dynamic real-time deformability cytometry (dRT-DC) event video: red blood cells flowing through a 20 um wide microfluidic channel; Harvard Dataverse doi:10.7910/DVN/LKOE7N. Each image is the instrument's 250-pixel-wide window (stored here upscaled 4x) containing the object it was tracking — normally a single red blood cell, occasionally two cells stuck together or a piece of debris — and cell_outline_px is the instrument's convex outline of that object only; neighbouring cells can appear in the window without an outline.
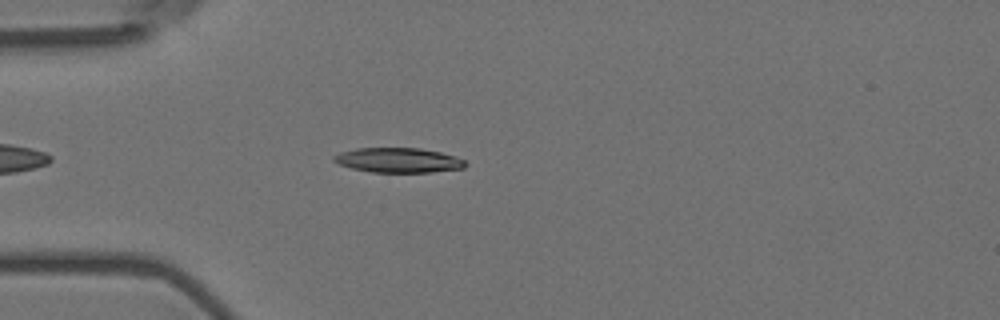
{"species": "Egyptian fruit bat (a non-hibernating species)", "species_latin": "Rousettus aegyptiacus", "temperature_condition": "room temperature", "stored_images_in_passage": 40, "camera_frame_rate_fps": 3000, "um_per_image_px": 0.085, "animal": {"sex": "female"}, "frame": {"image": 1, "passage_image": 6, "time_ms": 1.667, "image_size_px": [1000, 320], "cell_outline_px": [[468, 164], [464, 168], [432, 172], [372, 172], [352, 168], [340, 164], [332, 160], [332, 156], [340, 152], [356, 148], [420, 148], [440, 152], [456, 156], [464, 160]], "centroid_in_image_um": [33.87, 13.61], "position_along_channel_um": 51.1, "area_um2": 19.02}}
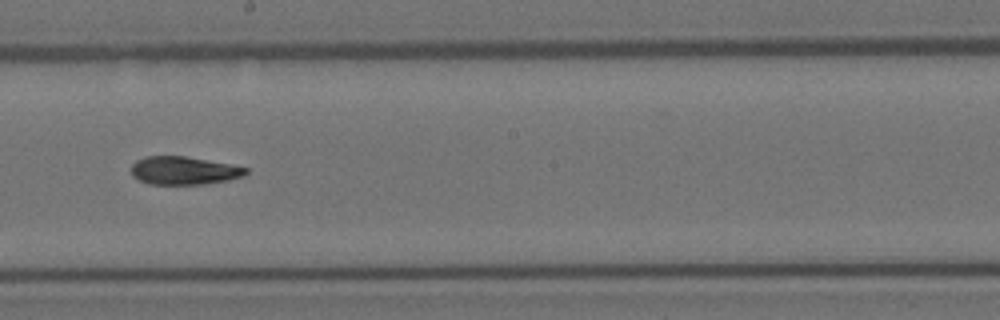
{"frame": {"image": 2, "passage_image": 22, "time_ms": 7.0, "image_size_px": [1000, 320], "cell_outline_px": [[248, 172], [244, 176], [228, 180], [204, 184], [148, 184], [132, 176], [132, 164], [136, 160], [148, 156], [184, 156], [228, 164], [248, 168]], "centroid_in_image_um": [15.62, 14.5], "position_along_channel_um": 232.6, "area_um2": 18.61}}
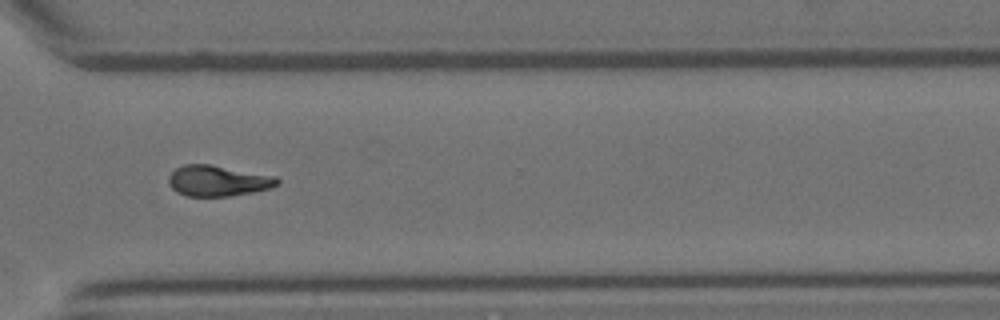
{"frame": {"image": 3, "passage_image": 32, "time_ms": 10.333, "image_size_px": [1000, 320], "cell_outline_px": [[280, 184], [268, 188], [252, 192], [228, 196], [188, 196], [176, 192], [168, 184], [168, 176], [176, 168], [184, 164], [208, 164], [276, 176], [280, 180]], "centroid_in_image_um": [18.5, 15.36], "position_along_channel_um": 352.1, "area_um2": 19.42}, "authors_computed_cell_mechanics": {"area_um2": 19.4208, "velocity_mm_per_s": 3.5969, "shape_relaxation_time_tau1_ms": 6.6643, "shape_relaxation_time_tau2_ms": 5.8154, "deformation_change_tau1": 0.1785, "deformation_change_tau2": 0.1341}}